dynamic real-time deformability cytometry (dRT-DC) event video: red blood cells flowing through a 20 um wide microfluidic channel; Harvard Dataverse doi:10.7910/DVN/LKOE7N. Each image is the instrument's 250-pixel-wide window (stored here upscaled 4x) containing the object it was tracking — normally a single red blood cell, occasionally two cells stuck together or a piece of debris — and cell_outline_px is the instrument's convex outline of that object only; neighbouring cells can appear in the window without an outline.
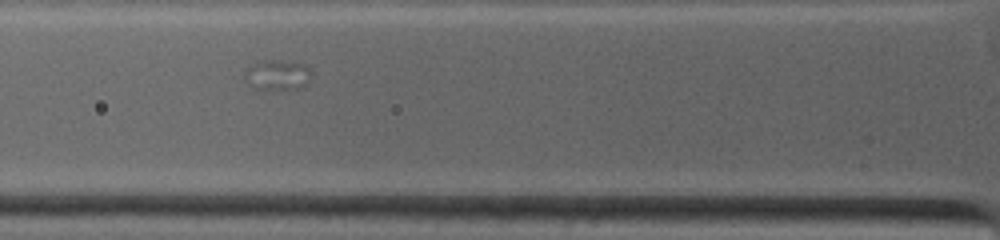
{"species": "common noctule bat (a hibernating species)", "species_latin": "Nyctalus noctula", "temperature_condition": "warm", "stored_images_in_passage": 52, "camera_frame_rate_fps": 4500, "um_per_image_px": 0.085, "animal": {"sex": "female", "body_mass_g": 19.0, "forearm_length_mm": 53.3}, "frame": {"image": 1, "passage_image": 10, "time_ms": 1.556, "image_size_px": [1000, 240], "cell_outline_px": [[312, 72], [308, 80], [300, 88], [252, 88], [248, 84], [244, 76], [244, 72], [256, 60], [280, 60], [304, 64]], "centroid_in_image_um": [23.53, 6.33], "position_along_channel_um": 102.3, "area_um2": 11.56}}
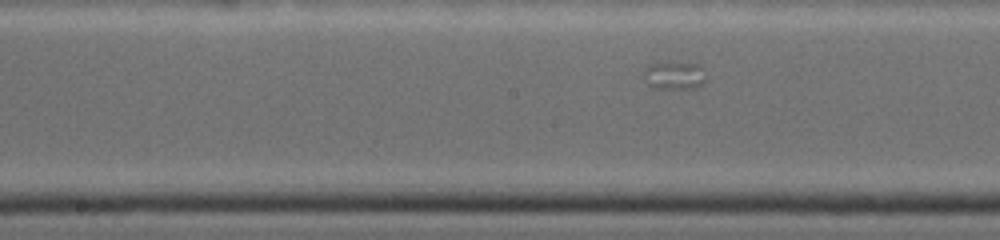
{"frame": {"image": 2, "passage_image": 25, "time_ms": 4.222, "image_size_px": [1000, 240], "cell_outline_px": [[704, 84], [696, 88], [652, 88], [648, 84], [644, 72], [644, 68], [660, 60], [700, 64], [704, 80]], "centroid_in_image_um": [57.3, 6.38], "position_along_channel_um": 190.9, "area_um2": 10.29}}
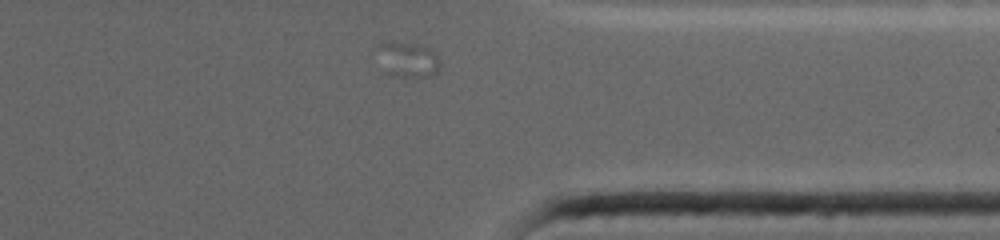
{"frame": {"image": 3, "passage_image": 52, "time_ms": 10.0, "image_size_px": [1000, 240], "cell_outline_px": [[440, 68], [436, 72], [428, 76], [392, 76], [380, 44], [392, 40], [416, 44], [432, 48], [440, 60]], "centroid_in_image_um": [34.86, 5.02], "position_along_channel_um": 376.5, "area_um2": 11.91}}